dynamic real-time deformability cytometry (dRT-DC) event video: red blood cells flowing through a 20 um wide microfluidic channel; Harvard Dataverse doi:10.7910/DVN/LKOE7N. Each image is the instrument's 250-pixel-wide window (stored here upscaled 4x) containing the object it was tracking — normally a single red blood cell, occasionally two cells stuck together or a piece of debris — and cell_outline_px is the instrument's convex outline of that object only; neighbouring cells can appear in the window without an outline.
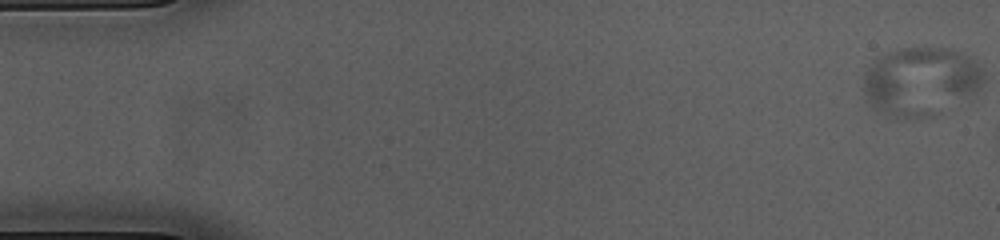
{"species": "common noctule bat (a hibernating species)", "species_latin": "Nyctalus noctula", "temperature_condition": "cold", "stored_images_in_passage": 8, "segment_of_instrument_passage": [1, 2], "camera_frame_rate_fps": 3000, "um_per_image_px": 0.085, "animal": {"sex": "female", "body_mass_g": 23.0, "forearm_length_mm": 53.4}, "frame": {"image": 1, "passage_image": 1, "time_ms": 0.0, "image_size_px": [1000, 240], "cell_outline_px": [[984, 80], [980, 88], [972, 100], [932, 116], [888, 116], [868, 104], [864, 100], [864, 72], [876, 56], [884, 52], [904, 48], [948, 48], [968, 56], [984, 72]], "centroid_in_image_um": [78.27, 6.92], "position_along_channel_um": 6.7, "area_um2": 48.73}}